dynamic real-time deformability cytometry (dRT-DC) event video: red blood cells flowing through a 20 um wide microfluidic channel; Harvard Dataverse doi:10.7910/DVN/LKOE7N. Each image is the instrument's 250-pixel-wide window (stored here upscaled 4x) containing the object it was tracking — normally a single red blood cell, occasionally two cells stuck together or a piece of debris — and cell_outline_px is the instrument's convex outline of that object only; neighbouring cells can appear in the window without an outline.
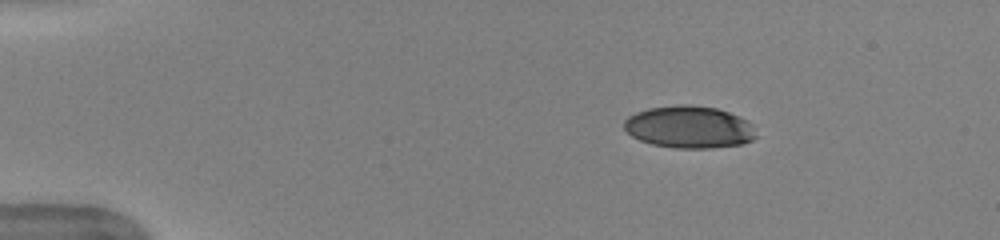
{"species": "human", "species_latin": "Homo sapiens", "temperature_condition": "warm", "stored_images_in_passage": 44, "camera_frame_rate_fps": 3000, "um_per_image_px": 0.085, "donor": {"sex": "female"}, "frame": {"image": 1, "passage_image": 1, "time_ms": 0.0, "image_size_px": [1000, 240], "cell_outline_px": [[756, 136], [752, 140], [740, 144], [712, 148], [676, 148], [652, 144], [640, 140], [632, 136], [624, 128], [624, 120], [628, 116], [636, 112], [648, 108], [676, 104], [688, 104], [716, 108], [740, 116], [748, 120], [752, 124]], "centroid_in_image_um": [58.57, 10.79], "position_along_channel_um": 26.4, "area_um2": 32.6}}
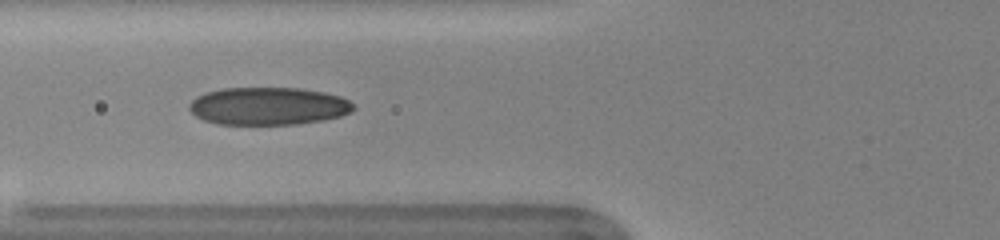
{"frame": {"image": 2, "passage_image": 13, "time_ms": 4.0, "image_size_px": [1000, 240], "cell_outline_px": [[356, 108], [340, 116], [324, 120], [296, 124], [216, 124], [204, 120], [196, 116], [188, 108], [188, 104], [196, 96], [204, 92], [224, 88], [300, 88], [324, 92], [340, 96], [348, 100]], "centroid_in_image_um": [22.77, 9.01], "position_along_channel_um": 103.0, "area_um2": 36.13}}
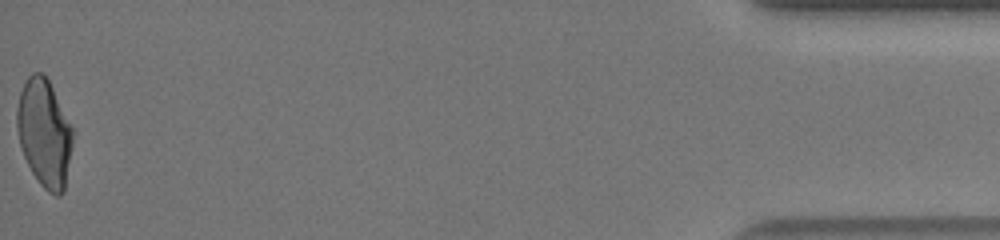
{"frame": {"image": 3, "passage_image": 44, "time_ms": 14.333, "image_size_px": [1000, 240], "cell_outline_px": [[72, 144], [64, 192], [60, 196], [56, 196], [48, 192], [40, 184], [32, 172], [24, 156], [20, 144], [16, 128], [16, 108], [20, 92], [28, 76], [32, 72], [44, 72], [72, 128]], "centroid_in_image_um": [3.75, 11.32], "position_along_channel_um": 431.5, "area_um2": 34.74}, "authors_computed_cell_mechanics": {"area_um2": 34.9979, "velocity_mm_per_s": 3.9965, "shape_relaxation_time_tau1_ms": 6.5246, "shape_relaxation_time_tau2_ms": 1.0153, "deformation_change_tau1": 0.2122, "deformation_change_tau2": 0.066}}